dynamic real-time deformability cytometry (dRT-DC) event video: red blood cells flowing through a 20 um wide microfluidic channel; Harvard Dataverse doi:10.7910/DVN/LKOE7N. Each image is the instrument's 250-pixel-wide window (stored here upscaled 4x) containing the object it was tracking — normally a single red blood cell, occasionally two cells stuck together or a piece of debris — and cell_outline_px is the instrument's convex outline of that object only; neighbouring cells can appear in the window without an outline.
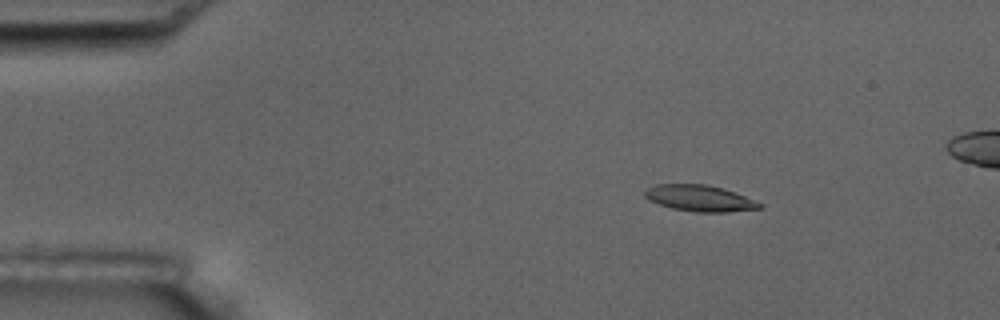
{"species": "common noctule bat (a hibernating species)", "species_latin": "Nyctalus noctula", "temperature_condition": "room temperature", "stored_images_in_passage": 6, "camera_frame_rate_fps": 3000, "um_per_image_px": 0.085, "animal": {"sex": "male", "body_mass_g": 17.5, "forearm_length_mm": 52.3}, "frame": {"image": 1, "passage_image": 3, "time_ms": 2.333, "image_size_px": [1000, 320], "cell_outline_px": [[764, 208], [724, 212], [696, 212], [672, 208], [648, 200], [644, 196], [644, 192], [648, 188], [656, 184], [704, 184], [724, 188], [736, 192], [764, 204]], "centroid_in_image_um": [59.51, 16.85], "position_along_channel_um": 25.5, "area_um2": 17.63}}